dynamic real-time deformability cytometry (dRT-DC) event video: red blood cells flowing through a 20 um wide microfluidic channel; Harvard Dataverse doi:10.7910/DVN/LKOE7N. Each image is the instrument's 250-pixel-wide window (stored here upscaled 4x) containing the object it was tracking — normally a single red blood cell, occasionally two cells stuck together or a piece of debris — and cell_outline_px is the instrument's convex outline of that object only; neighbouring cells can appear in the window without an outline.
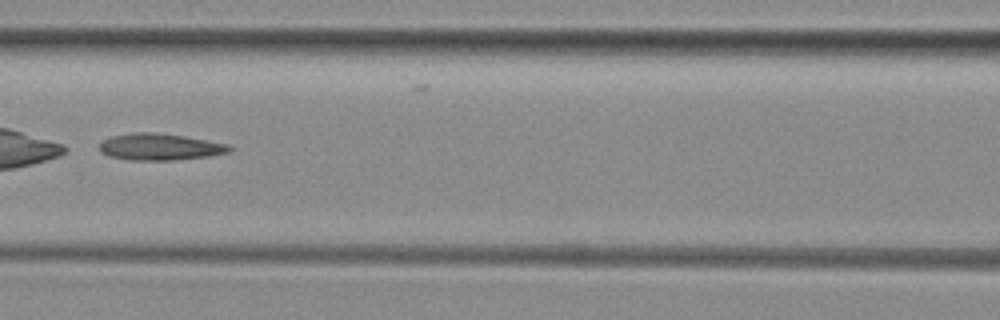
{"species": "common noctule bat (a hibernating species)", "species_latin": "Nyctalus noctula", "temperature_condition": "room temperature", "stored_images_in_passage": 36, "camera_frame_rate_fps": 3000, "um_per_image_px": 0.085, "animal": {"sex": "female", "body_mass_g": 29.2, "forearm_length_mm": 56.3}, "frame": {"image": 1, "passage_image": 11, "time_ms": 3.333, "image_size_px": [1000, 320], "cell_outline_px": [[232, 148], [228, 152], [208, 156], [172, 160], [132, 160], [108, 156], [100, 152], [100, 144], [104, 140], [112, 136], [132, 132], [156, 132], [184, 136], [228, 144]], "centroid_in_image_um": [13.56, 12.48], "position_along_channel_um": 153.0, "area_um2": 20.06}}
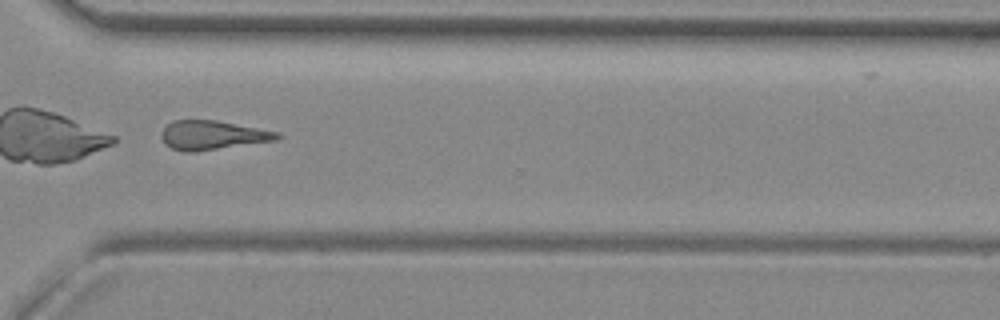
{"frame": {"image": 2, "passage_image": 26, "time_ms": 8.333, "image_size_px": [1000, 320], "cell_outline_px": [[280, 136], [276, 140], [192, 152], [184, 152], [172, 148], [164, 144], [160, 136], [164, 128], [172, 120], [216, 120], [280, 132]], "centroid_in_image_um": [18.03, 11.48], "position_along_channel_um": 352.6, "area_um2": 19.48}, "authors_computed_cell_mechanics": {"area_um2": 19.9988, "velocity_mm_per_s": 4.0003, "shape_relaxation_time_tau1_ms": null, "shape_relaxation_time_tau2_ms": 6.7821, "deformation_change_tau1": null, "deformation_change_tau2": 0.2266}}